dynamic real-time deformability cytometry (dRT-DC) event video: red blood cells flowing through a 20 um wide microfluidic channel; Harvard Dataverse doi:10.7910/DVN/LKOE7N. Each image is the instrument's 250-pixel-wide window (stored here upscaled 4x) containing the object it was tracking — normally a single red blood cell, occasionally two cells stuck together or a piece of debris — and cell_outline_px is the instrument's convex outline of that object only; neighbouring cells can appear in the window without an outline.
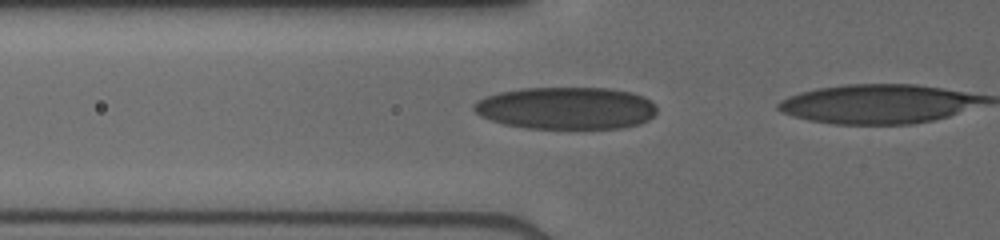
{"species": "human", "species_latin": "Homo sapiens", "temperature_condition": "cold", "stored_images_in_passage": 5, "camera_frame_rate_fps": 3000, "um_per_image_px": 0.085, "donor": {"sex": "male"}, "frame": {"image": 1, "passage_image": 4, "time_ms": 1.333, "image_size_px": [1000, 240], "cell_outline_px": [[656, 112], [648, 120], [640, 124], [620, 128], [524, 128], [504, 124], [480, 116], [472, 108], [472, 104], [476, 100], [484, 96], [500, 92], [520, 88], [608, 88], [632, 92], [644, 96], [656, 104]], "centroid_in_image_um": [48.11, 9.18], "position_along_channel_um": 77.7, "area_um2": 45.37}}